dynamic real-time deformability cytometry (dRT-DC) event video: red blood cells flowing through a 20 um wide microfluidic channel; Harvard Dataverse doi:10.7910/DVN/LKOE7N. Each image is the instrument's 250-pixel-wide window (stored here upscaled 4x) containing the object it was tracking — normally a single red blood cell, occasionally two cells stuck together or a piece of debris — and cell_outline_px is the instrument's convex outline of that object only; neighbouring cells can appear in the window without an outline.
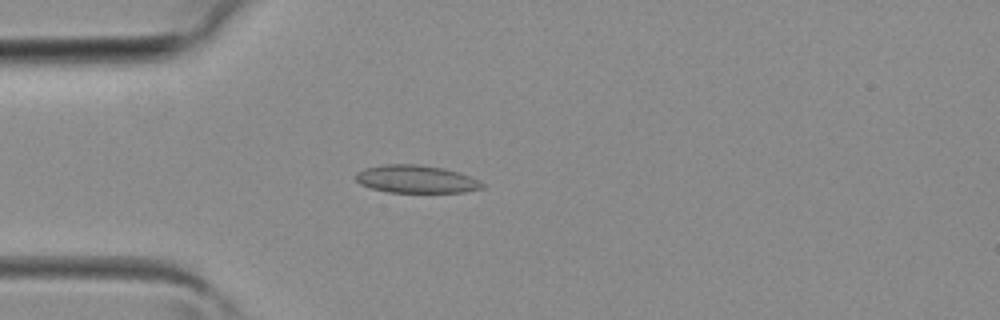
{"species": "common noctule bat (a hibernating species)", "species_latin": "Nyctalus noctula", "temperature_condition": "room temperature", "stored_images_in_passage": 30, "camera_frame_rate_fps": 3000, "um_per_image_px": 0.085, "animal": {"sex": "female", "body_mass_g": 19.3, "forearm_length_mm": 54.1}, "frame": {"image": 1, "passage_image": 6, "time_ms": 1.667, "image_size_px": [1000, 320], "cell_outline_px": [[484, 188], [464, 192], [388, 192], [372, 188], [360, 184], [356, 180], [356, 172], [364, 168], [384, 164], [416, 164], [444, 168], [468, 176], [484, 184]], "centroid_in_image_um": [35.33, 15.22], "position_along_channel_um": 49.7, "area_um2": 20.29}}
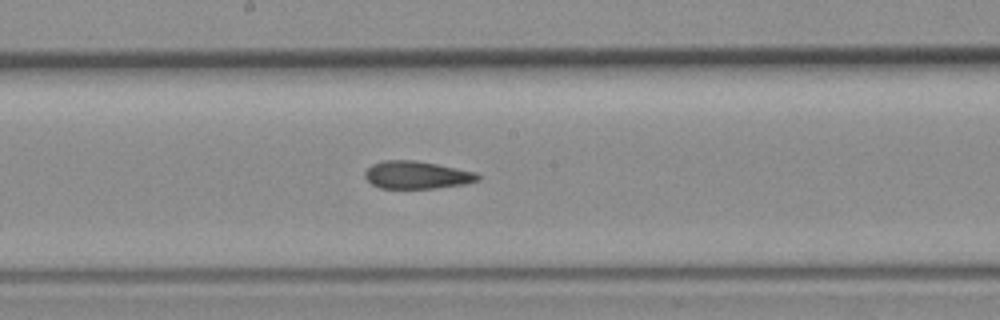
{"frame": {"image": 2, "passage_image": 16, "time_ms": 5.0, "image_size_px": [1000, 320], "cell_outline_px": [[480, 180], [464, 184], [436, 188], [380, 188], [372, 184], [364, 176], [364, 172], [372, 164], [384, 160], [416, 160], [476, 172], [480, 176]], "centroid_in_image_um": [35.42, 14.87], "position_along_channel_um": 212.8, "area_um2": 18.15}}
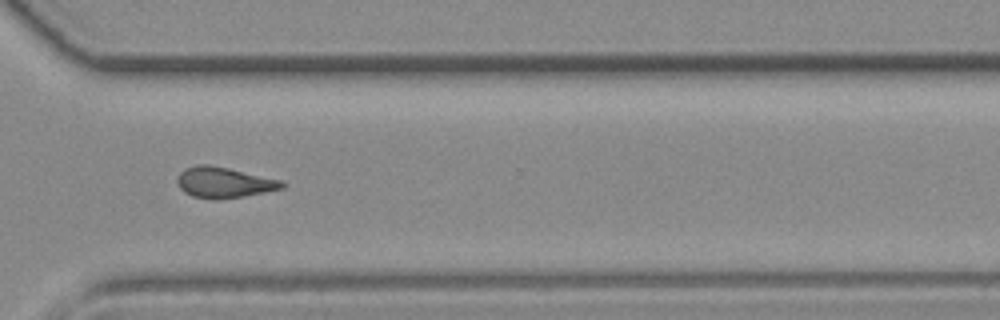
{"frame": {"image": 3, "passage_image": 24, "time_ms": 7.667, "image_size_px": [1000, 320], "cell_outline_px": [[284, 188], [244, 196], [216, 200], [212, 200], [192, 196], [184, 192], [180, 188], [176, 180], [180, 172], [184, 168], [196, 164], [208, 164], [228, 168], [284, 180]], "centroid_in_image_um": [19.02, 15.51], "position_along_channel_um": 351.6, "area_um2": 18.96}}